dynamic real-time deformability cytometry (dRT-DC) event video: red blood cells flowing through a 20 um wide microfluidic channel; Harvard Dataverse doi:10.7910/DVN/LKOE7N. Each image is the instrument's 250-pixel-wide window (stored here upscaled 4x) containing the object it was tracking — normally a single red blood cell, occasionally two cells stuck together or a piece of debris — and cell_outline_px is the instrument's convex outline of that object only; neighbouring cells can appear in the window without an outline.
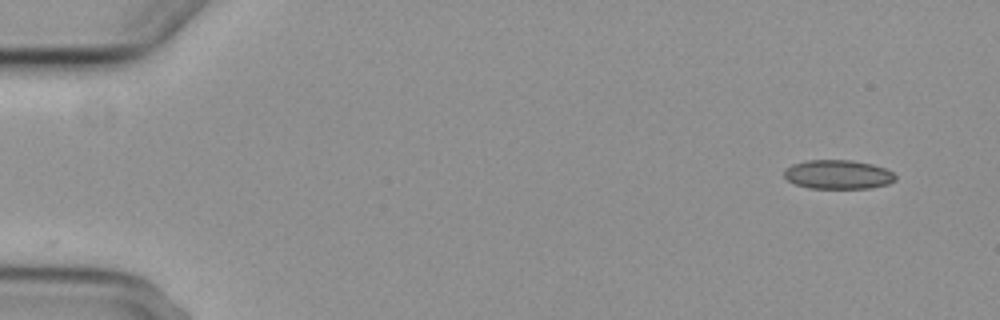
{"species": "common noctule bat (a hibernating species)", "species_latin": "Nyctalus noctula", "temperature_condition": "cold", "stored_images_in_passage": 4, "camera_frame_rate_fps": 3000, "um_per_image_px": 0.085, "animal": {"sex": "female", "body_mass_g": 29.2, "forearm_length_mm": 56.3}, "frame": {"image": 1, "passage_image": 1, "time_ms": 0.0, "image_size_px": [1000, 320], "cell_outline_px": [[896, 180], [888, 184], [872, 188], [808, 188], [796, 184], [788, 180], [784, 176], [784, 168], [792, 164], [808, 160], [852, 160], [872, 164], [884, 168], [892, 172], [896, 176]], "centroid_in_image_um": [71.23, 14.83], "position_along_channel_um": 13.8, "area_um2": 18.9}}
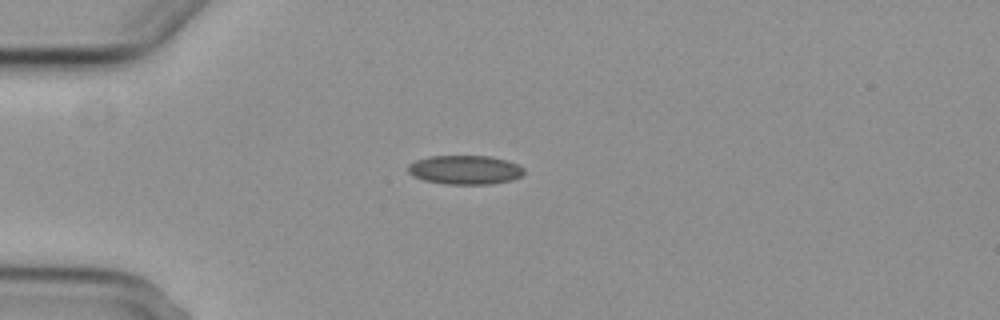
{"frame": {"image": 2, "passage_image": 4, "time_ms": 3.667, "image_size_px": [1000, 320], "cell_outline_px": [[524, 176], [512, 180], [492, 184], [444, 184], [424, 180], [412, 176], [408, 172], [408, 164], [416, 160], [428, 156], [488, 156], [508, 160], [524, 168]], "centroid_in_image_um": [39.53, 14.44], "position_along_channel_um": 45.5, "area_um2": 19.83}}